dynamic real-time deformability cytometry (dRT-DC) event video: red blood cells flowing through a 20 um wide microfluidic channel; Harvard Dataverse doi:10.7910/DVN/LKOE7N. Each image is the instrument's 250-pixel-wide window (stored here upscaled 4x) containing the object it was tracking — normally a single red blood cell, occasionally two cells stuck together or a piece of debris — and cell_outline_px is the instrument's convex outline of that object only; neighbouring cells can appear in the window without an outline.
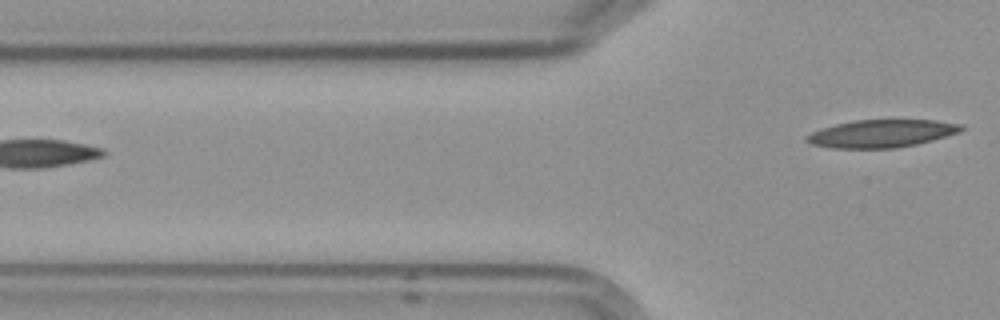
{"species": "Egyptian fruit bat (a non-hibernating species)", "species_latin": "Rousettus aegyptiacus", "temperature_condition": "cold", "stored_images_in_passage": 3, "camera_frame_rate_fps": 3000, "um_per_image_px": 0.085, "frame": {"image": 1, "passage_image": 3, "time_ms": 2.667, "image_size_px": [1000, 320], "cell_outline_px": [[964, 128], [960, 132], [932, 140], [916, 144], [896, 148], [832, 148], [812, 144], [804, 140], [804, 136], [812, 132], [836, 124], [856, 120], [936, 120], [960, 124]], "centroid_in_image_um": [74.92, 11.35], "position_along_channel_um": 50.9, "area_um2": 24.8}}